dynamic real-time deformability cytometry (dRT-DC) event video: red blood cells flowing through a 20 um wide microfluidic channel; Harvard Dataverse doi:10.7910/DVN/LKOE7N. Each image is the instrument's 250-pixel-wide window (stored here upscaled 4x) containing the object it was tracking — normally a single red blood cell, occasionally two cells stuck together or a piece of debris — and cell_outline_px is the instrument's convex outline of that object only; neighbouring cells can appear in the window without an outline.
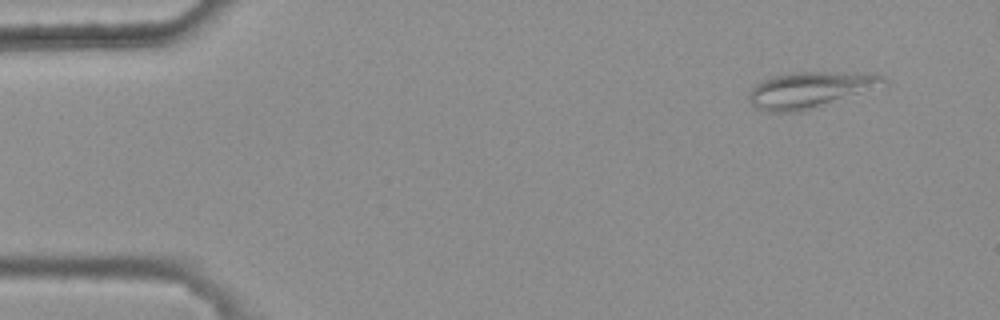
{"species": "common noctule bat (a hibernating species)", "species_latin": "Nyctalus noctula", "temperature_condition": "warm", "stored_images_in_passage": 2, "camera_frame_rate_fps": 3000, "um_per_image_px": 0.085, "animal": {"sex": "female", "body_mass_g": 25.1}, "frame": {"image": 1, "passage_image": 1, "time_ms": 0.0, "image_size_px": [1000, 320], "cell_outline_px": [[888, 84], [804, 112], [764, 112], [756, 108], [748, 100], [748, 92], [756, 84], [764, 80], [776, 76], [796, 72], [872, 72], [884, 76], [888, 80]], "centroid_in_image_um": [68.91, 7.64], "position_along_channel_um": 16.1, "area_um2": 28.73}}